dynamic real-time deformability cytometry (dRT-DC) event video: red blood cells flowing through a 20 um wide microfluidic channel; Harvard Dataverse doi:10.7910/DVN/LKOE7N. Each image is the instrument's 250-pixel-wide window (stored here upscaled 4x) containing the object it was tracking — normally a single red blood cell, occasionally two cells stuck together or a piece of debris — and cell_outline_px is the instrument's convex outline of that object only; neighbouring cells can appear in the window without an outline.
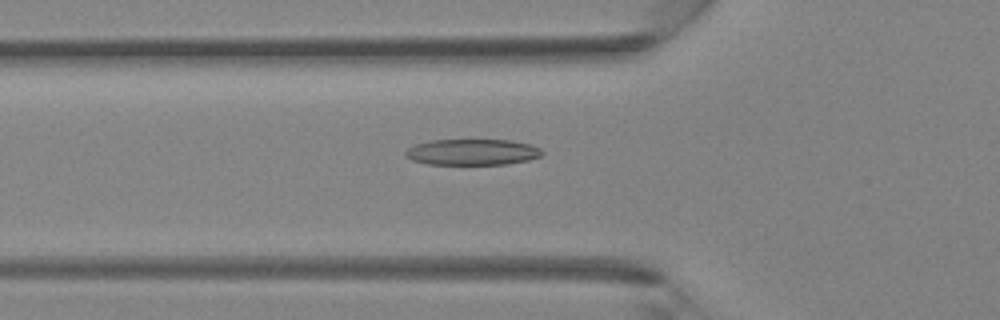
{"species": "Egyptian fruit bat (a non-hibernating species)", "species_latin": "Rousettus aegyptiacus", "temperature_condition": "room temperature", "stored_images_in_passage": 36, "camera_frame_rate_fps": 3000, "um_per_image_px": 0.085, "animal": {"sex": "female"}, "frame": {"image": 1, "passage_image": 10, "time_ms": 3.0, "image_size_px": [1000, 320], "cell_outline_px": [[544, 152], [540, 156], [528, 160], [508, 164], [428, 164], [412, 160], [404, 156], [404, 152], [408, 148], [416, 144], [428, 140], [508, 140], [528, 144], [540, 148]], "centroid_in_image_um": [40.11, 12.93], "position_along_channel_um": 85.7, "area_um2": 20.69}}
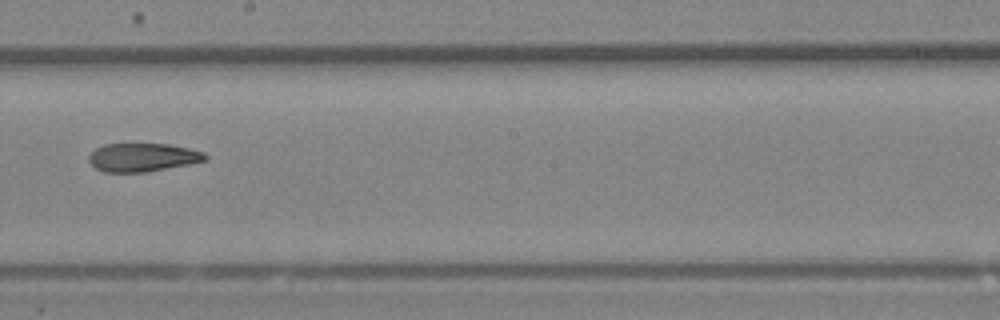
{"frame": {"image": 2, "passage_image": 19, "time_ms": 6.0, "image_size_px": [1000, 320], "cell_outline_px": [[208, 160], [188, 164], [144, 172], [104, 172], [96, 168], [88, 160], [88, 156], [96, 148], [104, 144], [168, 144], [188, 148], [204, 152], [208, 156]], "centroid_in_image_um": [12.13, 13.37], "position_along_channel_um": 236.1, "area_um2": 19.13}}
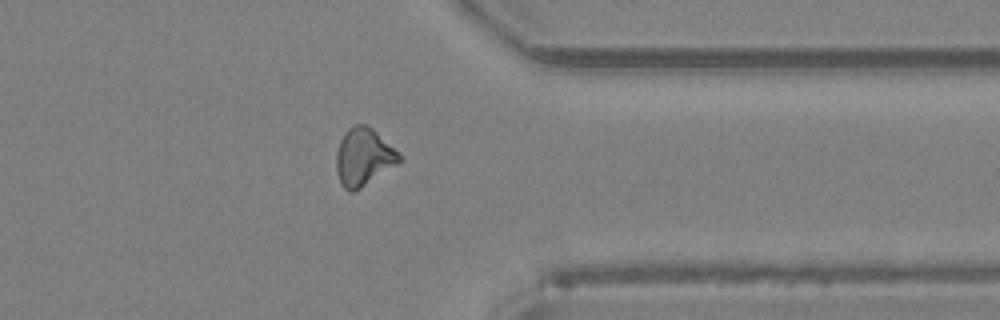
{"frame": {"image": 3, "passage_image": 28, "time_ms": 9.0, "image_size_px": [1000, 320], "cell_outline_px": [[400, 160], [396, 164], [360, 188], [352, 192], [348, 192], [340, 184], [336, 172], [336, 152], [340, 140], [348, 128], [356, 124], [364, 124], [372, 128], [400, 152]], "centroid_in_image_um": [30.87, 13.34], "position_along_channel_um": 380.5, "area_um2": 20.98}}